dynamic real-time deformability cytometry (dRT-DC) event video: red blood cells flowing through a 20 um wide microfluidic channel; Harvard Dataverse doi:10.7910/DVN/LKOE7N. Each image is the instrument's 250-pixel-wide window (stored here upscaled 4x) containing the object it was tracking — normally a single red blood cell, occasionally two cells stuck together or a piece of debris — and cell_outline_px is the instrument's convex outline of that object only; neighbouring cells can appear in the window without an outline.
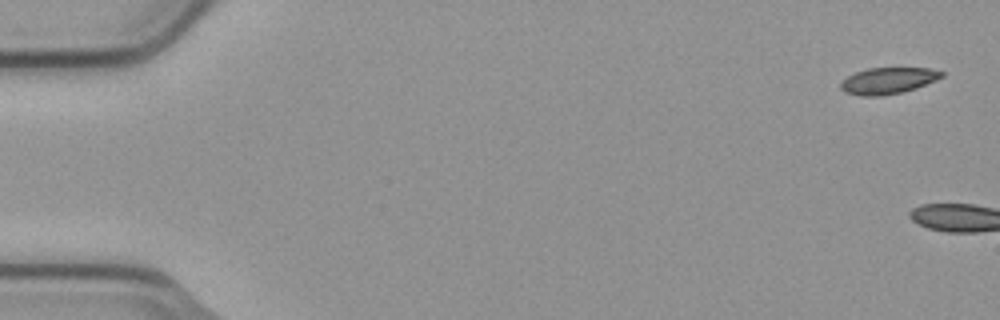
{"species": "common noctule bat (a hibernating species)", "species_latin": "Nyctalus noctula", "temperature_condition": "cold", "stored_images_in_passage": 6, "segment_of_instrument_passage": [2, 2], "camera_frame_rate_fps": 3000, "um_per_image_px": 0.085, "animal": {"sex": "male", "body_mass_g": 23.1, "forearm_length_mm": 52.7}, "frame": {"image": 1, "passage_image": 6, "time_ms": 1.667, "image_size_px": [1000, 320], "cell_outline_px": [[944, 76], [916, 88], [900, 92], [880, 96], [860, 96], [844, 92], [840, 88], [840, 84], [848, 76], [856, 72], [868, 68], [928, 68], [944, 72]], "centroid_in_image_um": [75.46, 6.86], "position_along_channel_um": 9.5, "area_um2": 15.37}}